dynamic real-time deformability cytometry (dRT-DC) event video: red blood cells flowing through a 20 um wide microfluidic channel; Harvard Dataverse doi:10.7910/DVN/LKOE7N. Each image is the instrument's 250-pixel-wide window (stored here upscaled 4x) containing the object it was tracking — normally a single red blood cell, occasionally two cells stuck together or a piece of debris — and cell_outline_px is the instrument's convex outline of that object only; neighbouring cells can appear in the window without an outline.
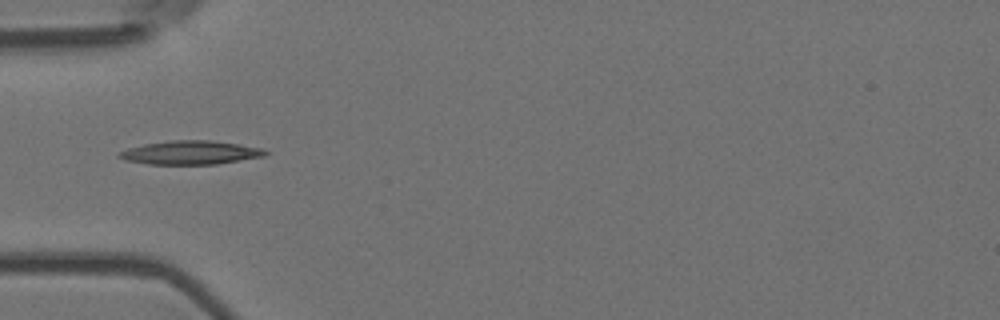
{"species": "Egyptian fruit bat (a non-hibernating species)", "species_latin": "Rousettus aegyptiacus", "temperature_condition": "room temperature", "stored_images_in_passage": 39, "camera_frame_rate_fps": 3000, "um_per_image_px": 0.085, "animal": {"sex": "female"}, "frame": {"image": 1, "passage_image": 1, "time_ms": 0.0, "image_size_px": [1000, 320], "cell_outline_px": [[264, 152], [260, 156], [212, 164], [152, 164], [132, 160], [120, 156], [120, 152], [148, 144], [184, 140], [196, 140], [232, 144], [252, 148]], "centroid_in_image_um": [16.11, 12.99], "position_along_channel_um": 68.9, "area_um2": 18.09}}
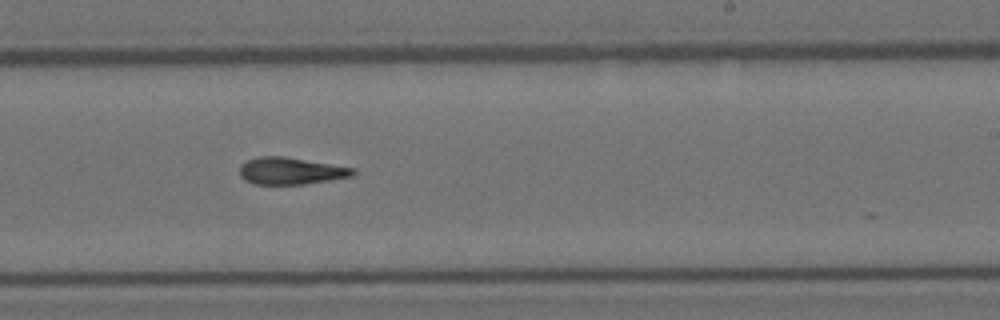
{"frame": {"image": 2, "passage_image": 17, "time_ms": 5.333, "image_size_px": [1000, 320], "cell_outline_px": [[352, 172], [348, 176], [296, 184], [256, 184], [248, 180], [240, 172], [240, 168], [248, 160], [268, 156], [276, 156], [352, 168]], "centroid_in_image_um": [24.62, 14.53], "position_along_channel_um": 264.4, "area_um2": 16.24}}
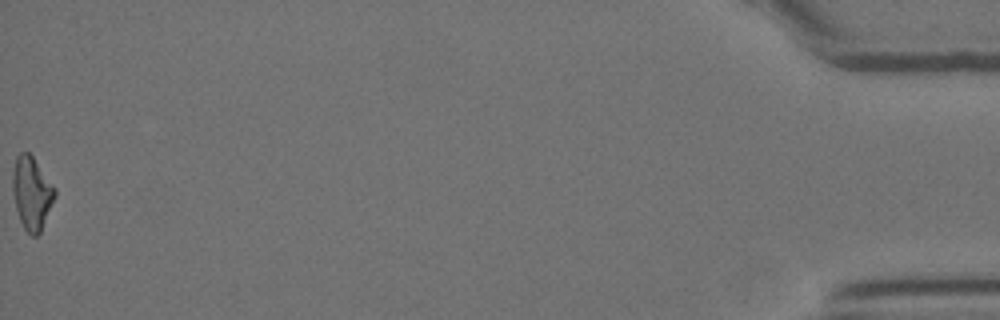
{"frame": {"image": 3, "passage_image": 39, "time_ms": 12.667, "image_size_px": [1000, 320], "cell_outline_px": [[56, 192], [40, 232], [36, 236], [32, 236], [24, 228], [20, 220], [16, 208], [16, 160], [20, 152], [28, 152], [32, 156]], "centroid_in_image_um": [2.74, 16.47], "position_along_channel_um": 432.5, "area_um2": 16.24}, "authors_computed_cell_mechanics": {"area_um2": 16.2418, "velocity_mm_per_s": 3.6664, "shape_relaxation_time_tau1_ms": null, "shape_relaxation_time_tau2_ms": 4.2712, "deformation_change_tau1": null, "deformation_change_tau2": 0.1516}}